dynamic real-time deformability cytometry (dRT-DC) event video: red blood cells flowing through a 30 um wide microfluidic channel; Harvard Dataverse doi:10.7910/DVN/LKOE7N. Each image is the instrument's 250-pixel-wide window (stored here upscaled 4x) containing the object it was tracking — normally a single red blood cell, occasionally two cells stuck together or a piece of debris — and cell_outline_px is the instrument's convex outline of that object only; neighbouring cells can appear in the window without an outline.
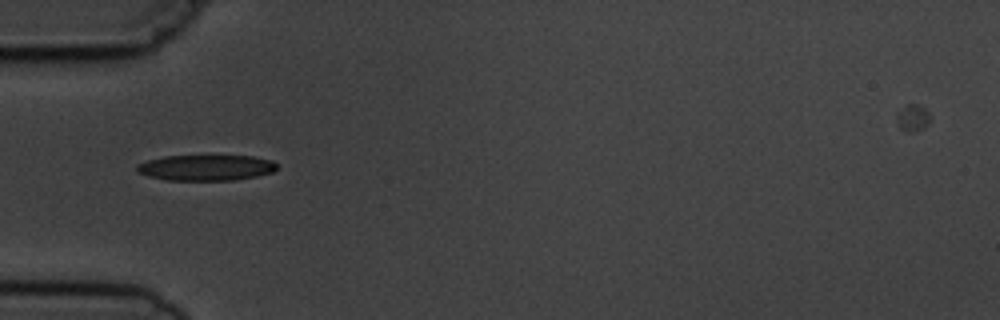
{"species": "common noctule bat (a hibernating species)", "species_latin": "Nyctalus noctula", "temperature_condition": "cold", "stored_images_in_passage": 15, "camera_frame_rate_fps": 3000, "um_per_image_px": 0.085, "animal": {"sex": "male", "body_mass_g": 19.5, "forearm_length_mm": 54.6}, "frame": {"image": 1, "passage_image": 5, "time_ms": 5.667, "image_size_px": [1000, 320], "cell_outline_px": [[276, 168], [272, 172], [256, 176], [232, 180], [164, 180], [148, 176], [136, 172], [136, 164], [148, 160], [164, 156], [252, 156], [272, 160], [276, 164]], "centroid_in_image_um": [17.46, 14.25], "position_along_channel_um": 67.5, "area_um2": 20.98}}
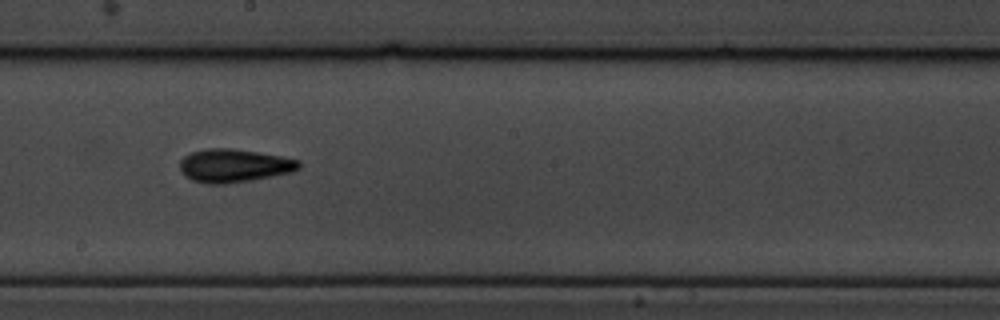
{"frame": {"image": 2, "passage_image": 9, "time_ms": 10.0, "image_size_px": [1000, 320], "cell_outline_px": [[300, 168], [292, 172], [252, 180], [224, 184], [208, 184], [192, 180], [184, 176], [180, 172], [180, 160], [184, 156], [192, 152], [204, 148], [232, 148], [280, 156], [300, 160]], "centroid_in_image_um": [19.86, 14.08], "position_along_channel_um": 228.3, "area_um2": 23.18}}
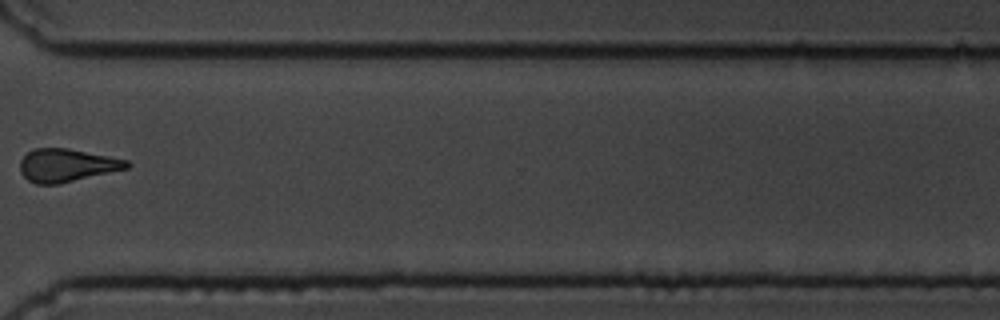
{"frame": {"image": 3, "passage_image": 12, "time_ms": 13.667, "image_size_px": [1000, 320], "cell_outline_px": [[132, 164], [128, 168], [60, 184], [36, 184], [28, 180], [20, 172], [20, 160], [32, 148], [68, 148], [128, 160]], "centroid_in_image_um": [5.67, 14.05], "position_along_channel_um": 364.9, "area_um2": 20.58}, "authors_computed_cell_mechanics": {"area_um2": 20.9814, "velocity_mm_per_s": 3.7356, "shape_relaxation_time_tau1_ms": 3.0688, "shape_relaxation_time_tau2_ms": 3.5367, "deformation_change_tau1": 0.1408, "deformation_change_tau2": 0.1327}}